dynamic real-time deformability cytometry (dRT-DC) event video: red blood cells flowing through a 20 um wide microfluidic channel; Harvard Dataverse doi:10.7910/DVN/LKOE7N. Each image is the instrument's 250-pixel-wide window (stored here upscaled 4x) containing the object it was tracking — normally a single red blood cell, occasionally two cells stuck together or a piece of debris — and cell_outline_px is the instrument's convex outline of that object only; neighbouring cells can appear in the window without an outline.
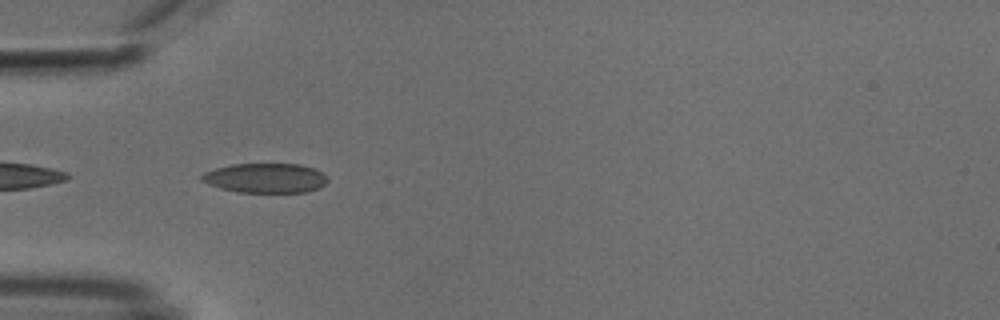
{"species": "common noctule bat (a hibernating species)", "species_latin": "Nyctalus noctula", "temperature_condition": "cold", "stored_images_in_passage": 7, "camera_frame_rate_fps": 3000, "um_per_image_px": 0.085, "animal": {"sex": "male", "body_mass_g": 18.8}, "frame": {"image": 1, "passage_image": 2, "time_ms": 0.333, "image_size_px": [1000, 320], "cell_outline_px": [[328, 180], [320, 188], [308, 192], [236, 192], [220, 188], [208, 184], [200, 180], [200, 176], [204, 172], [216, 168], [232, 164], [300, 164], [312, 168], [320, 172]], "centroid_in_image_um": [22.52, 15.14], "position_along_channel_um": 62.5, "area_um2": 21.68}}
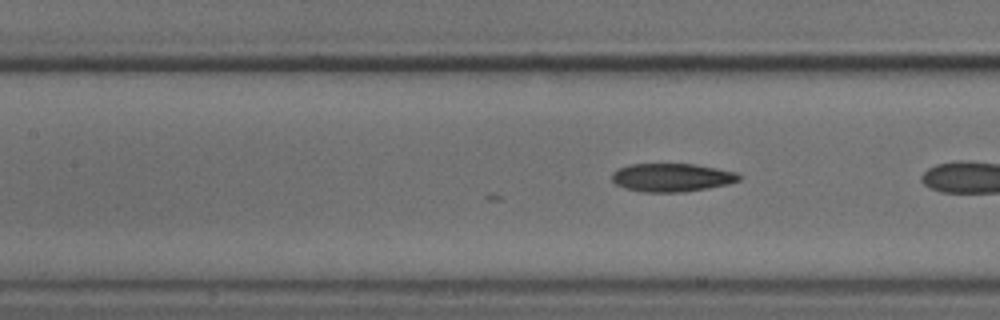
{"frame": {"image": 2, "passage_image": 7, "time_ms": 2.0, "image_size_px": [1000, 320], "cell_outline_px": [[740, 180], [728, 184], [684, 192], [644, 192], [624, 188], [616, 184], [612, 180], [612, 172], [628, 164], [692, 164], [716, 168], [736, 172], [740, 176]], "centroid_in_image_um": [57.08, 15.09], "position_along_channel_um": 150.3, "area_um2": 20.87}}